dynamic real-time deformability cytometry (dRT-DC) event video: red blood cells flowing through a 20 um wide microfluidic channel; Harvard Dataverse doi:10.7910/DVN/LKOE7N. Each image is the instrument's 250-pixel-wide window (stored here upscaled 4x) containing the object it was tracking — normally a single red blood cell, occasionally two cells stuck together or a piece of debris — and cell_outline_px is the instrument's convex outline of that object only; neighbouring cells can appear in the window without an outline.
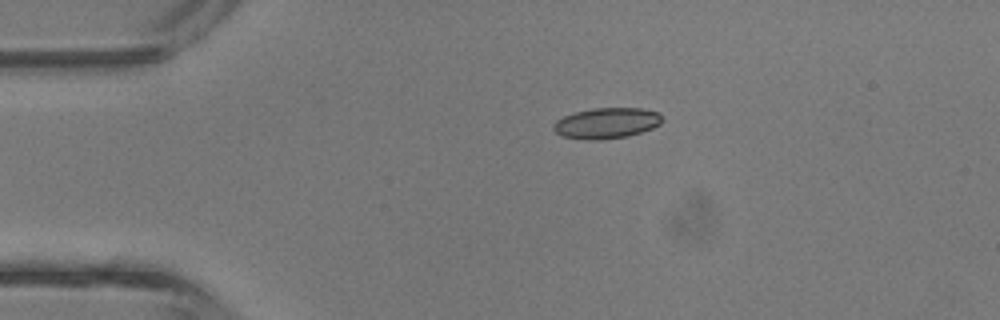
{"species": "common noctule bat (a hibernating species)", "species_latin": "Nyctalus noctula", "temperature_condition": "room temperature", "stored_images_in_passage": 4, "camera_frame_rate_fps": 3000, "um_per_image_px": 0.085, "animal": {"sex": "male", "body_mass_g": 13.3}, "frame": {"image": 1, "passage_image": 4, "time_ms": 1.0, "image_size_px": [1000, 320], "cell_outline_px": [[664, 120], [660, 124], [652, 128], [628, 136], [600, 140], [588, 140], [564, 136], [556, 132], [552, 128], [552, 124], [556, 120], [564, 116], [576, 112], [592, 108], [644, 108], [660, 112]], "centroid_in_image_um": [51.59, 10.46], "position_along_channel_um": 33.4, "area_um2": 19.59}}